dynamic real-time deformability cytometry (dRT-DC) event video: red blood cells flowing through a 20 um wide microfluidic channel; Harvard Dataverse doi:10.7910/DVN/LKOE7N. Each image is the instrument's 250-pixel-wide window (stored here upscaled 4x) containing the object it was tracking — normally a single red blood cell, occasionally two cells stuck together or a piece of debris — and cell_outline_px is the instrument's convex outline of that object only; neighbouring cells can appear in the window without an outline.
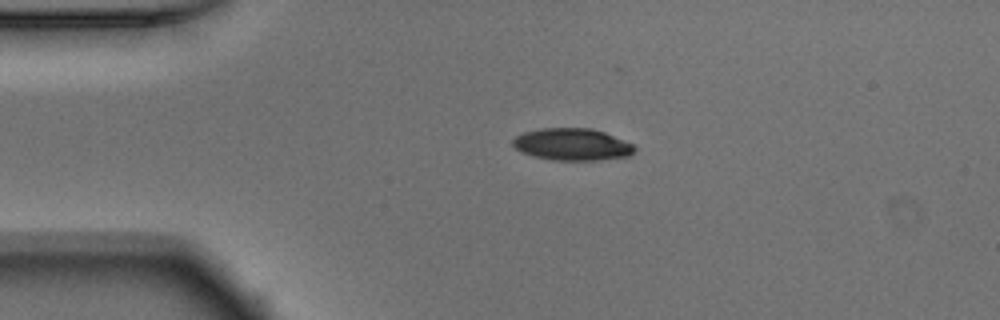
{"species": "Egyptian fruit bat (a non-hibernating species)", "species_latin": "Rousettus aegyptiacus", "temperature_condition": "warm", "stored_images_in_passage": 50, "camera_frame_rate_fps": 3000, "um_per_image_px": 0.085, "animal": {"sex": "male"}, "frame": {"image": 1, "passage_image": 10, "time_ms": 3.0, "image_size_px": [1000, 320], "cell_outline_px": [[636, 152], [628, 156], [596, 160], [552, 160], [532, 156], [516, 148], [512, 144], [512, 140], [516, 136], [524, 132], [540, 128], [592, 128], [604, 132], [636, 144]], "centroid_in_image_um": [48.68, 12.27], "position_along_channel_um": 36.3, "area_um2": 22.89}}
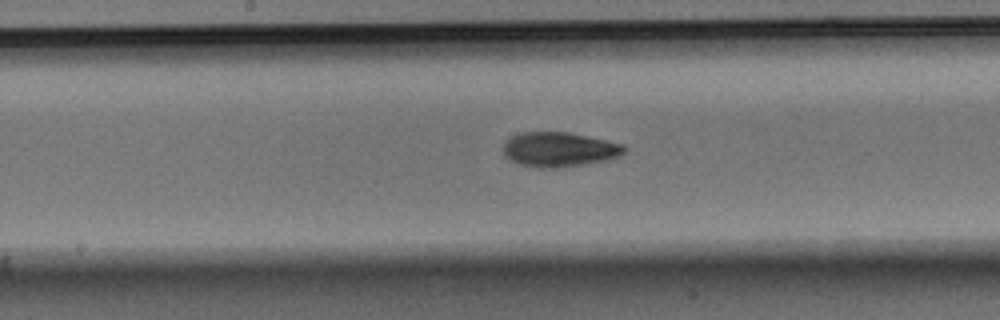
{"frame": {"image": 2, "passage_image": 25, "time_ms": 8.0, "image_size_px": [1000, 320], "cell_outline_px": [[628, 148], [620, 156], [608, 160], [584, 164], [552, 168], [536, 168], [520, 164], [504, 156], [504, 144], [512, 136], [520, 132], [568, 132], [608, 140], [624, 144]], "centroid_in_image_um": [47.58, 12.7], "position_along_channel_um": 200.6, "area_um2": 24.51}}
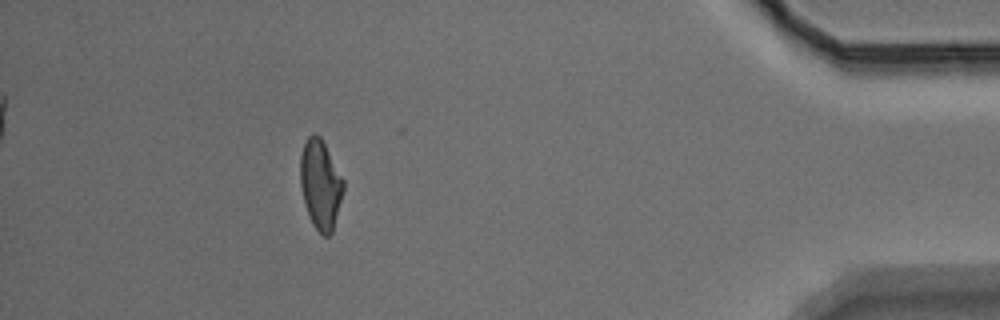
{"frame": {"image": 3, "passage_image": 45, "time_ms": 14.667, "image_size_px": [1000, 320], "cell_outline_px": [[344, 192], [332, 232], [328, 236], [324, 236], [312, 224], [308, 216], [300, 184], [300, 156], [304, 144], [308, 136], [320, 136], [344, 180]], "centroid_in_image_um": [27.24, 15.71], "position_along_channel_um": 408.0, "area_um2": 22.25}, "authors_computed_cell_mechanics": {"area_um2": 23.0622, "velocity_mm_per_s": 3.923, "shape_relaxation_time_tau1_ms": 3.5607, "shape_relaxation_time_tau2_ms": 2.4102, "deformation_change_tau1": 0.1482, "deformation_change_tau2": 0.0859}}